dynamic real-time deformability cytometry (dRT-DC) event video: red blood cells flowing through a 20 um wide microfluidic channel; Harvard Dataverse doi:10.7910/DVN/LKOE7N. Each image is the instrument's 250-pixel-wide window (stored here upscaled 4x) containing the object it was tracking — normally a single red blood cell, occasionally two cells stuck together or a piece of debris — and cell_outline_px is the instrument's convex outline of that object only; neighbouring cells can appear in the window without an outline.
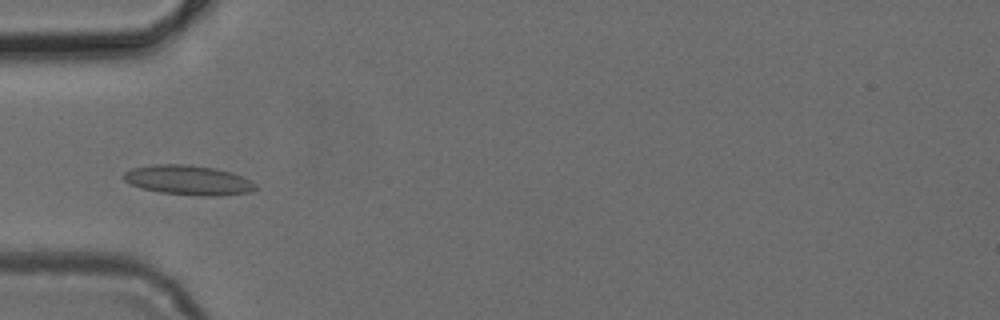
{"species": "common noctule bat (a hibernating species)", "species_latin": "Nyctalus noctula", "temperature_condition": "cold", "stored_images_in_passage": 34, "camera_frame_rate_fps": 3000, "um_per_image_px": 0.085, "animal": {"sex": "female", "body_mass_g": 24.6, "forearm_length_mm": 56.2}, "frame": {"image": 1, "passage_image": 1, "time_ms": 0.0, "image_size_px": [1000, 320], "cell_outline_px": [[256, 188], [252, 192], [216, 196], [200, 196], [160, 192], [140, 188], [124, 180], [120, 176], [124, 172], [132, 168], [152, 164], [184, 164], [212, 168], [232, 172], [252, 180], [256, 184]], "centroid_in_image_um": [16.0, 15.31], "position_along_channel_um": 69.0, "area_um2": 22.95}}
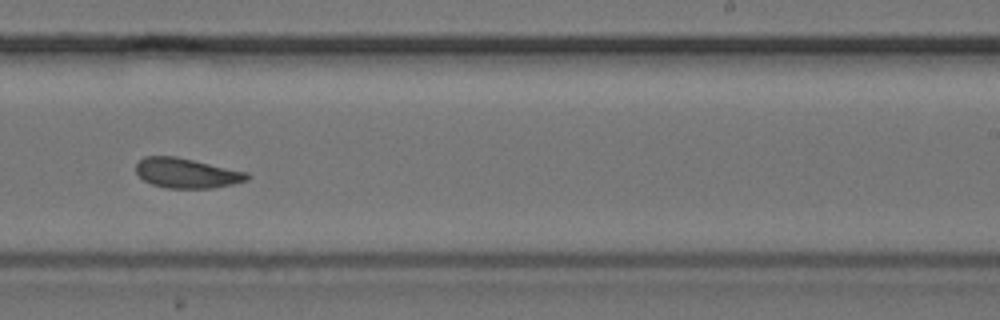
{"frame": {"image": 2, "passage_image": 16, "time_ms": 5.0, "image_size_px": [1000, 320], "cell_outline_px": [[252, 176], [248, 180], [232, 184], [212, 188], [168, 188], [152, 184], [144, 180], [136, 172], [136, 164], [144, 156], [176, 156], [248, 172]], "centroid_in_image_um": [15.89, 14.71], "position_along_channel_um": 273.1, "area_um2": 19.36}}
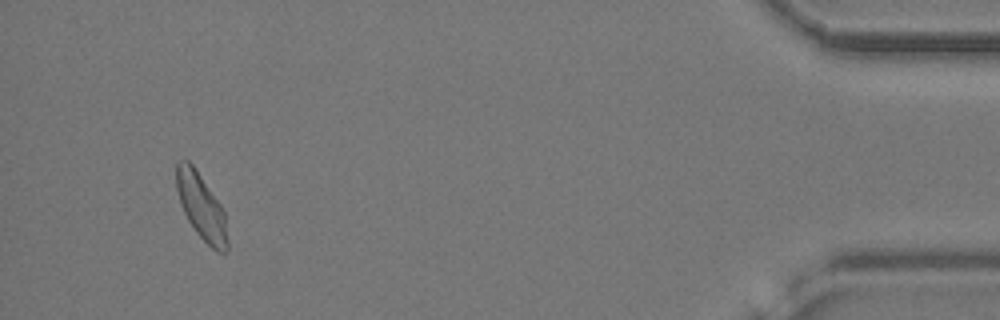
{"frame": {"image": 3, "passage_image": 32, "time_ms": 10.333, "image_size_px": [1000, 320], "cell_outline_px": [[228, 248], [224, 252], [216, 252], [196, 232], [188, 220], [180, 204], [176, 188], [176, 164], [180, 160], [188, 160], [192, 164], [220, 204], [224, 212], [228, 240]], "centroid_in_image_um": [17.1, 17.57], "position_along_channel_um": 418.1, "area_um2": 19.36}}